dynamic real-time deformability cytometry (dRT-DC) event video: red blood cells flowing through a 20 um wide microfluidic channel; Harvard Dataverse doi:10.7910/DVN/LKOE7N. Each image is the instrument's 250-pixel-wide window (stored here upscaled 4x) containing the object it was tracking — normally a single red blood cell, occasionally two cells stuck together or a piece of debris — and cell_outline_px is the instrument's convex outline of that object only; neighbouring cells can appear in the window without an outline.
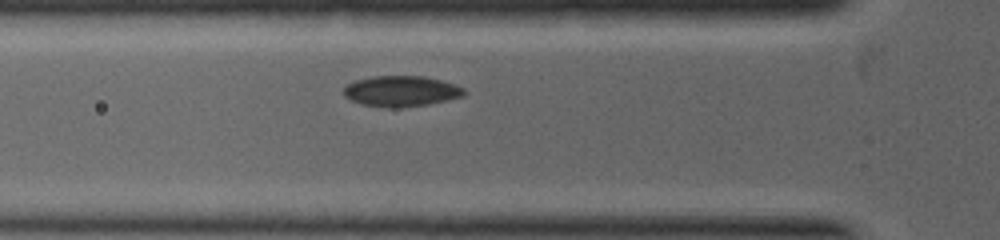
{"species": "common noctule bat (a hibernating species)", "species_latin": "Nyctalus noctula", "temperature_condition": "warm", "stored_images_in_passage": 4, "camera_frame_rate_fps": 5000, "um_per_image_px": 0.085, "animal": {"sex": "female", "body_mass_g": 19.0, "forearm_length_mm": 53.3}, "frame": {"image": 1, "passage_image": 4, "time_ms": 1.2, "image_size_px": [1000, 240], "cell_outline_px": [[468, 92], [464, 96], [448, 100], [428, 104], [404, 108], [392, 108], [360, 104], [344, 96], [344, 84], [356, 80], [372, 76], [424, 76], [456, 84], [464, 88]], "centroid_in_image_um": [34.12, 7.75], "position_along_channel_um": 91.7, "area_um2": 21.85}}